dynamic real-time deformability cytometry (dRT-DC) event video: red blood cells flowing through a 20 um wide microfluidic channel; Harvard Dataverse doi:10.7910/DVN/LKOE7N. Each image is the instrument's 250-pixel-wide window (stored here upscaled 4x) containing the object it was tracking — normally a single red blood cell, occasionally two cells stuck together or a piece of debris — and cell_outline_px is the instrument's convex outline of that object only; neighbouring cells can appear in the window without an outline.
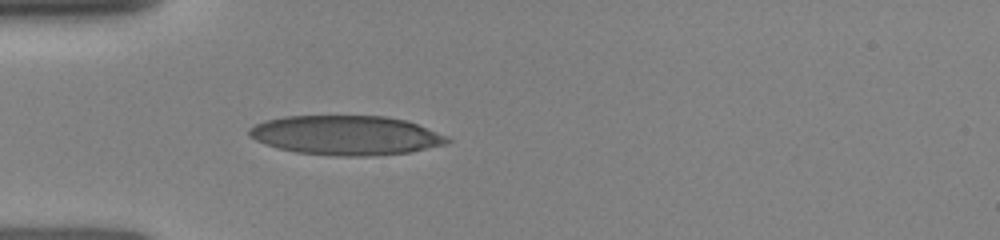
{"species": "human", "species_latin": "Homo sapiens", "temperature_condition": "room temperature", "stored_images_in_passage": 4, "camera_frame_rate_fps": 3000, "um_per_image_px": 0.085, "donor": {"sex": "female"}, "frame": {"image": 1, "passage_image": 1, "time_ms": 0.0, "image_size_px": [1000, 240], "cell_outline_px": [[452, 140], [444, 144], [412, 152], [368, 156], [336, 156], [296, 152], [276, 148], [264, 144], [248, 136], [248, 128], [264, 120], [284, 116], [384, 116], [404, 120], [416, 124], [448, 136]], "centroid_in_image_um": [29.37, 11.5], "position_along_channel_um": 55.6, "area_um2": 45.6}}
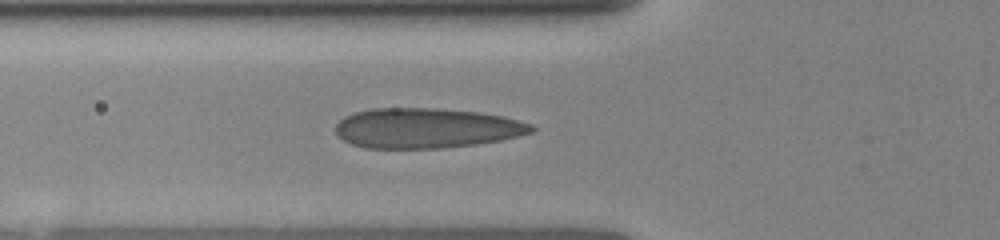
{"frame": {"image": 2, "passage_image": 4, "time_ms": 1.0, "image_size_px": [1000, 240], "cell_outline_px": [[536, 132], [500, 140], [476, 144], [444, 148], [364, 148], [352, 144], [336, 136], [336, 124], [344, 116], [352, 112], [372, 108], [436, 108], [480, 112], [504, 116], [532, 124], [536, 128]], "centroid_in_image_um": [36.24, 10.88], "position_along_channel_um": 89.6, "area_um2": 46.12}}